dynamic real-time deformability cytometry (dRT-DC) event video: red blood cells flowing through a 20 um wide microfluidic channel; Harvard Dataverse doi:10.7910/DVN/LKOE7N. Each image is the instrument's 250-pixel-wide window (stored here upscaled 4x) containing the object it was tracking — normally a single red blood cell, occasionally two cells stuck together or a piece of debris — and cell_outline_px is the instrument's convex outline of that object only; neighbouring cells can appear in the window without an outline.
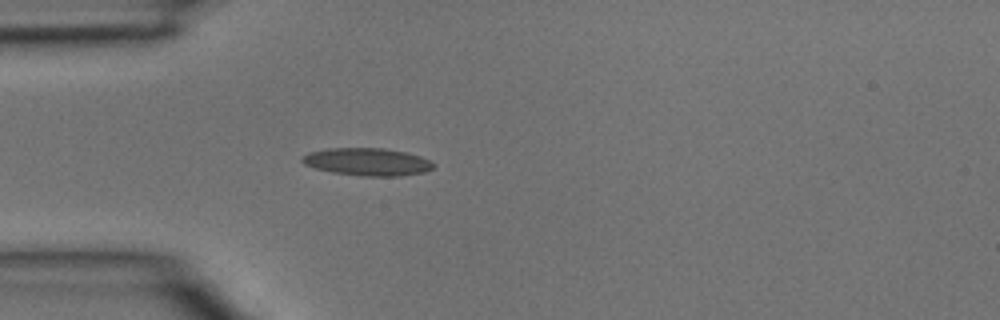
{"species": "common noctule bat (a hibernating species)", "species_latin": "Nyctalus noctula", "temperature_condition": "room temperature", "stored_images_in_passage": 1, "camera_frame_rate_fps": 3000, "um_per_image_px": 0.085, "animal": {"sex": "male", "body_mass_g": 15.6}, "frame": {"image": 1, "passage_image": 1, "time_ms": 0.0, "image_size_px": [1000, 320], "cell_outline_px": [[436, 164], [432, 168], [424, 172], [400, 176], [360, 176], [332, 172], [316, 168], [304, 164], [300, 160], [308, 152], [328, 148], [384, 148], [404, 152], [420, 156]], "centroid_in_image_um": [31.21, 13.75], "position_along_channel_um": 53.8, "area_um2": 21.04}}